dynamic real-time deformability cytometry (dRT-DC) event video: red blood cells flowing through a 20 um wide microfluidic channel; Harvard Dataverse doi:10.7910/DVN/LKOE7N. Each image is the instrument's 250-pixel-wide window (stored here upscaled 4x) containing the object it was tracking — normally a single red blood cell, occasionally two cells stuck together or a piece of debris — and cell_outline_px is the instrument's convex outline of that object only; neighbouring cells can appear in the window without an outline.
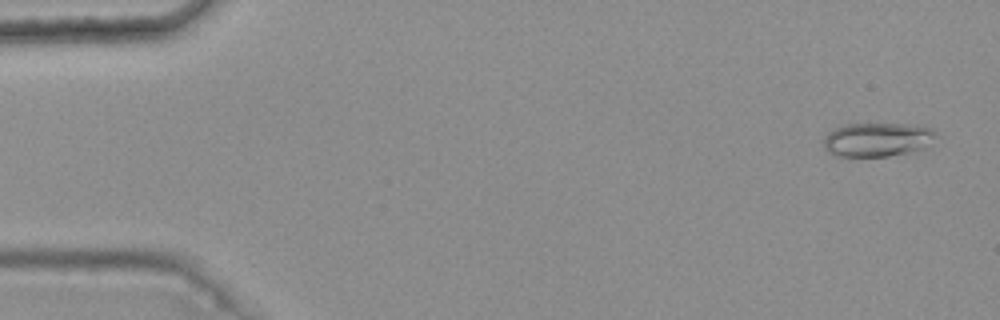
{"species": "common noctule bat (a hibernating species)", "species_latin": "Nyctalus noctula", "temperature_condition": "warm", "stored_images_in_passage": 5, "camera_frame_rate_fps": 3000, "um_per_image_px": 0.085, "animal": {"sex": "female", "body_mass_g": 25.1}, "frame": {"image": 1, "passage_image": 1, "time_ms": 0.0, "image_size_px": [1000, 320], "cell_outline_px": [[936, 136], [924, 148], [908, 152], [888, 156], [836, 156], [828, 152], [824, 148], [824, 136], [828, 132], [844, 124], [924, 124], [932, 128], [936, 132]], "centroid_in_image_um": [74.59, 11.85], "position_along_channel_um": 10.4, "area_um2": 22.37}}